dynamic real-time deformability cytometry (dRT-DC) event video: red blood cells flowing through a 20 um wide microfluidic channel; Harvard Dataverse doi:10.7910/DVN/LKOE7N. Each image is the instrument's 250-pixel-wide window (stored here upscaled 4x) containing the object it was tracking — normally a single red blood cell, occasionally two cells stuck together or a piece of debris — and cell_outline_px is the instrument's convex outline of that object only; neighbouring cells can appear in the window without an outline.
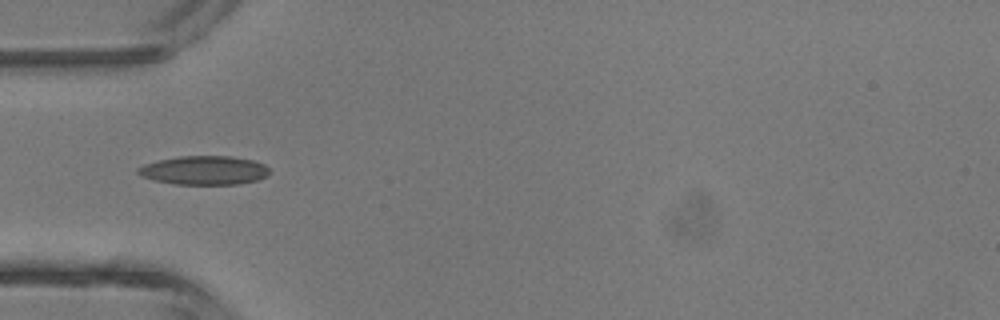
{"species": "common noctule bat (a hibernating species)", "species_latin": "Nyctalus noctula", "temperature_condition": "room temperature", "stored_images_in_passage": 1, "camera_frame_rate_fps": 3000, "um_per_image_px": 0.085, "animal": {"sex": "male", "body_mass_g": 13.3}, "frame": {"image": 1, "passage_image": 1, "time_ms": 0.0, "image_size_px": [1000, 320], "cell_outline_px": [[268, 176], [256, 180], [236, 184], [176, 184], [156, 180], [140, 176], [136, 172], [136, 168], [144, 164], [156, 160], [180, 156], [232, 156], [252, 160], [264, 164], [268, 168]], "centroid_in_image_um": [17.32, 14.47], "position_along_channel_um": 67.7, "area_um2": 22.08}}